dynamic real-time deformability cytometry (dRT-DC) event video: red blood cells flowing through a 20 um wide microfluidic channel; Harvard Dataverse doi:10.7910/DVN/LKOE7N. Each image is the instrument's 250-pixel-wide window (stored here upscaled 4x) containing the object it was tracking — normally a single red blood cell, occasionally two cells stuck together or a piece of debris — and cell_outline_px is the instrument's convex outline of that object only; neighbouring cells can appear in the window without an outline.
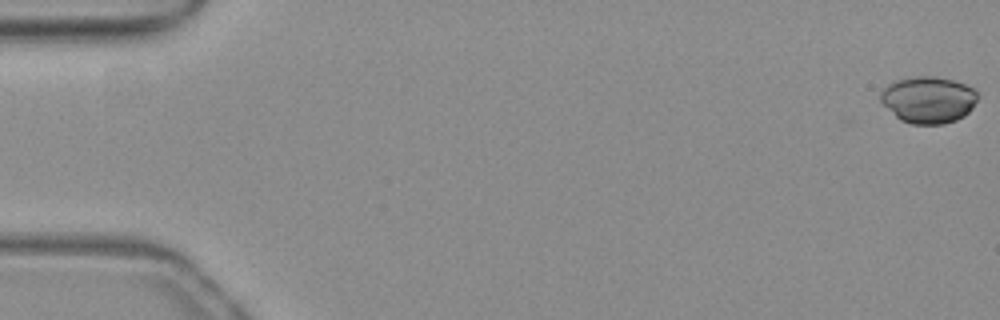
{"species": "common noctule bat (a hibernating species)", "species_latin": "Nyctalus noctula", "temperature_condition": "warm", "stored_images_in_passage": 53, "camera_frame_rate_fps": 3000, "um_per_image_px": 0.085, "animal": {"sex": "female", "body_mass_g": 19.3, "forearm_length_mm": 54.1}, "frame": {"image": 1, "passage_image": 1, "time_ms": 0.0, "image_size_px": [1000, 320], "cell_outline_px": [[980, 96], [972, 108], [964, 116], [956, 120], [944, 124], [912, 124], [900, 120], [880, 100], [880, 92], [888, 84], [896, 80], [916, 76], [932, 76], [952, 80], [964, 84], [972, 88]], "centroid_in_image_um": [78.92, 8.48], "position_along_channel_um": 6.1, "area_um2": 26.36}}
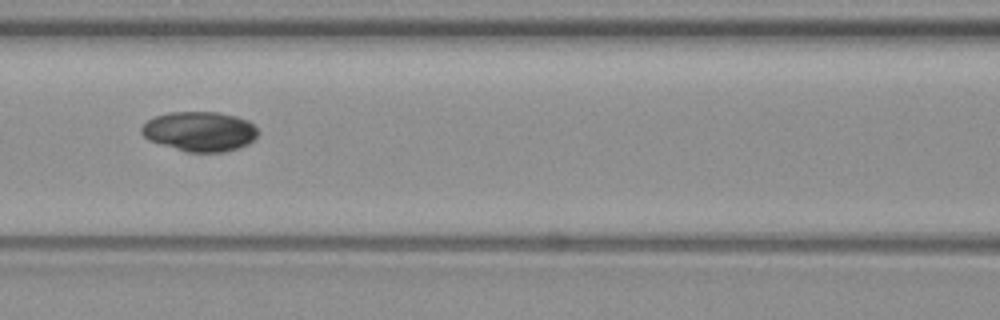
{"frame": {"image": 2, "passage_image": 24, "time_ms": 7.667, "image_size_px": [1000, 320], "cell_outline_px": [[260, 132], [248, 144], [224, 152], [188, 152], [160, 144], [148, 140], [140, 132], [140, 128], [148, 120], [156, 116], [168, 112], [220, 112], [236, 116], [248, 120]], "centroid_in_image_um": [16.97, 11.16], "position_along_channel_um": 149.6, "area_um2": 26.99}}
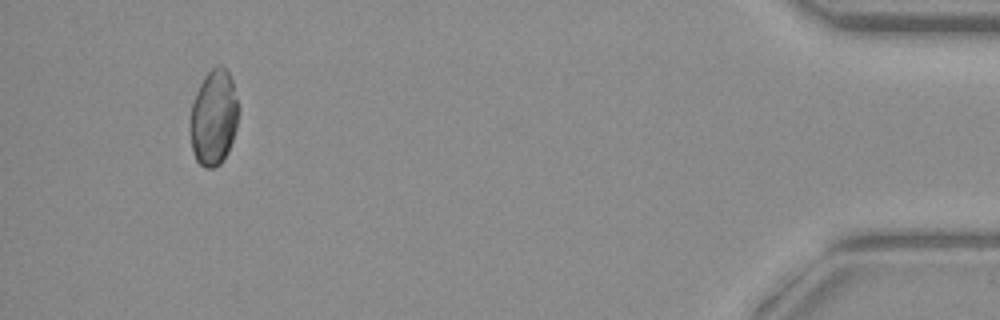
{"frame": {"image": 3, "passage_image": 50, "time_ms": 16.333, "image_size_px": [1000, 320], "cell_outline_px": [[240, 108], [236, 128], [228, 152], [220, 164], [216, 168], [204, 168], [196, 160], [192, 148], [192, 104], [196, 92], [204, 76], [216, 64], [220, 64], [228, 72], [232, 80]], "centroid_in_image_um": [18.2, 9.98], "position_along_channel_um": 417.0, "area_um2": 26.76}}